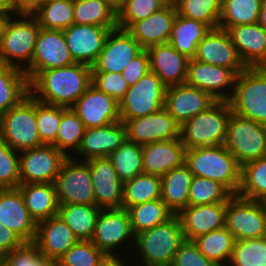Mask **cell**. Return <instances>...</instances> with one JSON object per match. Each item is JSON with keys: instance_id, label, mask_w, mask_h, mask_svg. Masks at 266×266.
I'll use <instances>...</instances> for the list:
<instances>
[{"instance_id": "obj_49", "label": "cell", "mask_w": 266, "mask_h": 266, "mask_svg": "<svg viewBox=\"0 0 266 266\" xmlns=\"http://www.w3.org/2000/svg\"><path fill=\"white\" fill-rule=\"evenodd\" d=\"M166 5L163 0H126L117 13L118 28L126 30L133 22L148 18Z\"/></svg>"}, {"instance_id": "obj_47", "label": "cell", "mask_w": 266, "mask_h": 266, "mask_svg": "<svg viewBox=\"0 0 266 266\" xmlns=\"http://www.w3.org/2000/svg\"><path fill=\"white\" fill-rule=\"evenodd\" d=\"M227 266H266V237L235 241Z\"/></svg>"}, {"instance_id": "obj_6", "label": "cell", "mask_w": 266, "mask_h": 266, "mask_svg": "<svg viewBox=\"0 0 266 266\" xmlns=\"http://www.w3.org/2000/svg\"><path fill=\"white\" fill-rule=\"evenodd\" d=\"M232 112L266 125V67H247L236 77Z\"/></svg>"}, {"instance_id": "obj_40", "label": "cell", "mask_w": 266, "mask_h": 266, "mask_svg": "<svg viewBox=\"0 0 266 266\" xmlns=\"http://www.w3.org/2000/svg\"><path fill=\"white\" fill-rule=\"evenodd\" d=\"M263 0H222L219 28L258 23Z\"/></svg>"}, {"instance_id": "obj_22", "label": "cell", "mask_w": 266, "mask_h": 266, "mask_svg": "<svg viewBox=\"0 0 266 266\" xmlns=\"http://www.w3.org/2000/svg\"><path fill=\"white\" fill-rule=\"evenodd\" d=\"M92 176L96 206L101 209L122 208L123 182L109 158L85 161Z\"/></svg>"}, {"instance_id": "obj_9", "label": "cell", "mask_w": 266, "mask_h": 266, "mask_svg": "<svg viewBox=\"0 0 266 266\" xmlns=\"http://www.w3.org/2000/svg\"><path fill=\"white\" fill-rule=\"evenodd\" d=\"M225 228L236 241L266 237V202L232 195L226 204Z\"/></svg>"}, {"instance_id": "obj_39", "label": "cell", "mask_w": 266, "mask_h": 266, "mask_svg": "<svg viewBox=\"0 0 266 266\" xmlns=\"http://www.w3.org/2000/svg\"><path fill=\"white\" fill-rule=\"evenodd\" d=\"M134 235L166 222L174 214L161 200H151L126 209Z\"/></svg>"}, {"instance_id": "obj_58", "label": "cell", "mask_w": 266, "mask_h": 266, "mask_svg": "<svg viewBox=\"0 0 266 266\" xmlns=\"http://www.w3.org/2000/svg\"><path fill=\"white\" fill-rule=\"evenodd\" d=\"M35 266H63L60 259L46 258L40 252L35 255Z\"/></svg>"}, {"instance_id": "obj_31", "label": "cell", "mask_w": 266, "mask_h": 266, "mask_svg": "<svg viewBox=\"0 0 266 266\" xmlns=\"http://www.w3.org/2000/svg\"><path fill=\"white\" fill-rule=\"evenodd\" d=\"M18 189L36 223L58 215L59 203L54 183L20 184Z\"/></svg>"}, {"instance_id": "obj_35", "label": "cell", "mask_w": 266, "mask_h": 266, "mask_svg": "<svg viewBox=\"0 0 266 266\" xmlns=\"http://www.w3.org/2000/svg\"><path fill=\"white\" fill-rule=\"evenodd\" d=\"M28 94L26 73L15 66L0 65V117Z\"/></svg>"}, {"instance_id": "obj_16", "label": "cell", "mask_w": 266, "mask_h": 266, "mask_svg": "<svg viewBox=\"0 0 266 266\" xmlns=\"http://www.w3.org/2000/svg\"><path fill=\"white\" fill-rule=\"evenodd\" d=\"M236 77L237 74L231 69L192 58L188 63L186 84L208 92L217 101H229L234 92Z\"/></svg>"}, {"instance_id": "obj_63", "label": "cell", "mask_w": 266, "mask_h": 266, "mask_svg": "<svg viewBox=\"0 0 266 266\" xmlns=\"http://www.w3.org/2000/svg\"><path fill=\"white\" fill-rule=\"evenodd\" d=\"M0 12H11L7 6L6 0H0Z\"/></svg>"}, {"instance_id": "obj_51", "label": "cell", "mask_w": 266, "mask_h": 266, "mask_svg": "<svg viewBox=\"0 0 266 266\" xmlns=\"http://www.w3.org/2000/svg\"><path fill=\"white\" fill-rule=\"evenodd\" d=\"M20 152L0 139V189L18 188L20 185Z\"/></svg>"}, {"instance_id": "obj_14", "label": "cell", "mask_w": 266, "mask_h": 266, "mask_svg": "<svg viewBox=\"0 0 266 266\" xmlns=\"http://www.w3.org/2000/svg\"><path fill=\"white\" fill-rule=\"evenodd\" d=\"M75 63L67 46L63 30L40 28L31 64L24 70L28 82L40 71Z\"/></svg>"}, {"instance_id": "obj_24", "label": "cell", "mask_w": 266, "mask_h": 266, "mask_svg": "<svg viewBox=\"0 0 266 266\" xmlns=\"http://www.w3.org/2000/svg\"><path fill=\"white\" fill-rule=\"evenodd\" d=\"M227 203L188 205L176 215L181 222L184 238L193 241L213 230L225 227Z\"/></svg>"}, {"instance_id": "obj_26", "label": "cell", "mask_w": 266, "mask_h": 266, "mask_svg": "<svg viewBox=\"0 0 266 266\" xmlns=\"http://www.w3.org/2000/svg\"><path fill=\"white\" fill-rule=\"evenodd\" d=\"M150 71L154 72L166 86L185 84L189 58L169 43L154 45L146 49Z\"/></svg>"}, {"instance_id": "obj_18", "label": "cell", "mask_w": 266, "mask_h": 266, "mask_svg": "<svg viewBox=\"0 0 266 266\" xmlns=\"http://www.w3.org/2000/svg\"><path fill=\"white\" fill-rule=\"evenodd\" d=\"M194 60L225 67L237 75L247 67L240 59L228 31L215 28L198 43Z\"/></svg>"}, {"instance_id": "obj_12", "label": "cell", "mask_w": 266, "mask_h": 266, "mask_svg": "<svg viewBox=\"0 0 266 266\" xmlns=\"http://www.w3.org/2000/svg\"><path fill=\"white\" fill-rule=\"evenodd\" d=\"M130 238L135 241L128 211L125 208L101 209L90 241L107 256H121L113 251L127 242L134 245Z\"/></svg>"}, {"instance_id": "obj_66", "label": "cell", "mask_w": 266, "mask_h": 266, "mask_svg": "<svg viewBox=\"0 0 266 266\" xmlns=\"http://www.w3.org/2000/svg\"><path fill=\"white\" fill-rule=\"evenodd\" d=\"M166 4H170L172 3L173 1L172 0H163Z\"/></svg>"}, {"instance_id": "obj_64", "label": "cell", "mask_w": 266, "mask_h": 266, "mask_svg": "<svg viewBox=\"0 0 266 266\" xmlns=\"http://www.w3.org/2000/svg\"><path fill=\"white\" fill-rule=\"evenodd\" d=\"M55 1H59V0H41V3H51ZM60 1H64V0H60Z\"/></svg>"}, {"instance_id": "obj_23", "label": "cell", "mask_w": 266, "mask_h": 266, "mask_svg": "<svg viewBox=\"0 0 266 266\" xmlns=\"http://www.w3.org/2000/svg\"><path fill=\"white\" fill-rule=\"evenodd\" d=\"M126 141V128L121 121L112 122L101 127L86 128L80 146L76 151L77 157L80 155L79 161L108 158L112 152L121 147Z\"/></svg>"}, {"instance_id": "obj_48", "label": "cell", "mask_w": 266, "mask_h": 266, "mask_svg": "<svg viewBox=\"0 0 266 266\" xmlns=\"http://www.w3.org/2000/svg\"><path fill=\"white\" fill-rule=\"evenodd\" d=\"M61 117V106L48 105L36 100V122L43 144L52 145L56 141Z\"/></svg>"}, {"instance_id": "obj_20", "label": "cell", "mask_w": 266, "mask_h": 266, "mask_svg": "<svg viewBox=\"0 0 266 266\" xmlns=\"http://www.w3.org/2000/svg\"><path fill=\"white\" fill-rule=\"evenodd\" d=\"M111 30L114 29L88 24H72L63 30L73 61L92 66Z\"/></svg>"}, {"instance_id": "obj_52", "label": "cell", "mask_w": 266, "mask_h": 266, "mask_svg": "<svg viewBox=\"0 0 266 266\" xmlns=\"http://www.w3.org/2000/svg\"><path fill=\"white\" fill-rule=\"evenodd\" d=\"M91 84L118 102L125 96L129 88L122 74L117 72H92Z\"/></svg>"}, {"instance_id": "obj_53", "label": "cell", "mask_w": 266, "mask_h": 266, "mask_svg": "<svg viewBox=\"0 0 266 266\" xmlns=\"http://www.w3.org/2000/svg\"><path fill=\"white\" fill-rule=\"evenodd\" d=\"M171 266H219L207 259L190 240H184L176 252Z\"/></svg>"}, {"instance_id": "obj_54", "label": "cell", "mask_w": 266, "mask_h": 266, "mask_svg": "<svg viewBox=\"0 0 266 266\" xmlns=\"http://www.w3.org/2000/svg\"><path fill=\"white\" fill-rule=\"evenodd\" d=\"M149 71V55L147 50L143 49L129 62V64L125 67L121 74L130 87L136 84Z\"/></svg>"}, {"instance_id": "obj_36", "label": "cell", "mask_w": 266, "mask_h": 266, "mask_svg": "<svg viewBox=\"0 0 266 266\" xmlns=\"http://www.w3.org/2000/svg\"><path fill=\"white\" fill-rule=\"evenodd\" d=\"M74 24L118 28L117 12L103 0H73Z\"/></svg>"}, {"instance_id": "obj_19", "label": "cell", "mask_w": 266, "mask_h": 266, "mask_svg": "<svg viewBox=\"0 0 266 266\" xmlns=\"http://www.w3.org/2000/svg\"><path fill=\"white\" fill-rule=\"evenodd\" d=\"M71 109L86 128H95L120 121L119 102L92 84Z\"/></svg>"}, {"instance_id": "obj_45", "label": "cell", "mask_w": 266, "mask_h": 266, "mask_svg": "<svg viewBox=\"0 0 266 266\" xmlns=\"http://www.w3.org/2000/svg\"><path fill=\"white\" fill-rule=\"evenodd\" d=\"M177 14L207 24L211 29L219 28L222 0H175Z\"/></svg>"}, {"instance_id": "obj_21", "label": "cell", "mask_w": 266, "mask_h": 266, "mask_svg": "<svg viewBox=\"0 0 266 266\" xmlns=\"http://www.w3.org/2000/svg\"><path fill=\"white\" fill-rule=\"evenodd\" d=\"M216 101L208 92L185 83L167 87L164 108L182 126Z\"/></svg>"}, {"instance_id": "obj_43", "label": "cell", "mask_w": 266, "mask_h": 266, "mask_svg": "<svg viewBox=\"0 0 266 266\" xmlns=\"http://www.w3.org/2000/svg\"><path fill=\"white\" fill-rule=\"evenodd\" d=\"M85 130V125L76 113L71 108L62 107L60 127L56 141L52 145L67 157H72L69 151L78 150Z\"/></svg>"}, {"instance_id": "obj_25", "label": "cell", "mask_w": 266, "mask_h": 266, "mask_svg": "<svg viewBox=\"0 0 266 266\" xmlns=\"http://www.w3.org/2000/svg\"><path fill=\"white\" fill-rule=\"evenodd\" d=\"M0 224L12 229L25 242H34L37 223L26 208L18 188L0 189Z\"/></svg>"}, {"instance_id": "obj_59", "label": "cell", "mask_w": 266, "mask_h": 266, "mask_svg": "<svg viewBox=\"0 0 266 266\" xmlns=\"http://www.w3.org/2000/svg\"><path fill=\"white\" fill-rule=\"evenodd\" d=\"M119 256H107L105 260L100 264V266H128L126 261Z\"/></svg>"}, {"instance_id": "obj_13", "label": "cell", "mask_w": 266, "mask_h": 266, "mask_svg": "<svg viewBox=\"0 0 266 266\" xmlns=\"http://www.w3.org/2000/svg\"><path fill=\"white\" fill-rule=\"evenodd\" d=\"M67 158L53 145L20 151V184L54 183Z\"/></svg>"}, {"instance_id": "obj_37", "label": "cell", "mask_w": 266, "mask_h": 266, "mask_svg": "<svg viewBox=\"0 0 266 266\" xmlns=\"http://www.w3.org/2000/svg\"><path fill=\"white\" fill-rule=\"evenodd\" d=\"M235 241L233 235L225 227L213 230L193 240L199 251L219 266L228 265Z\"/></svg>"}, {"instance_id": "obj_8", "label": "cell", "mask_w": 266, "mask_h": 266, "mask_svg": "<svg viewBox=\"0 0 266 266\" xmlns=\"http://www.w3.org/2000/svg\"><path fill=\"white\" fill-rule=\"evenodd\" d=\"M224 145L241 167L258 160L266 156V125L232 112Z\"/></svg>"}, {"instance_id": "obj_60", "label": "cell", "mask_w": 266, "mask_h": 266, "mask_svg": "<svg viewBox=\"0 0 266 266\" xmlns=\"http://www.w3.org/2000/svg\"><path fill=\"white\" fill-rule=\"evenodd\" d=\"M258 23L266 30V0H263Z\"/></svg>"}, {"instance_id": "obj_38", "label": "cell", "mask_w": 266, "mask_h": 266, "mask_svg": "<svg viewBox=\"0 0 266 266\" xmlns=\"http://www.w3.org/2000/svg\"><path fill=\"white\" fill-rule=\"evenodd\" d=\"M161 177L148 173H140L133 179L123 183L122 208L151 200L161 199Z\"/></svg>"}, {"instance_id": "obj_1", "label": "cell", "mask_w": 266, "mask_h": 266, "mask_svg": "<svg viewBox=\"0 0 266 266\" xmlns=\"http://www.w3.org/2000/svg\"><path fill=\"white\" fill-rule=\"evenodd\" d=\"M91 83V66L73 63L40 71L29 82V93L41 103L71 108Z\"/></svg>"}, {"instance_id": "obj_34", "label": "cell", "mask_w": 266, "mask_h": 266, "mask_svg": "<svg viewBox=\"0 0 266 266\" xmlns=\"http://www.w3.org/2000/svg\"><path fill=\"white\" fill-rule=\"evenodd\" d=\"M100 211L96 205L67 204L59 205L58 215L79 241H90Z\"/></svg>"}, {"instance_id": "obj_3", "label": "cell", "mask_w": 266, "mask_h": 266, "mask_svg": "<svg viewBox=\"0 0 266 266\" xmlns=\"http://www.w3.org/2000/svg\"><path fill=\"white\" fill-rule=\"evenodd\" d=\"M40 28L32 14L13 13L0 35V65L15 66L24 71L31 64Z\"/></svg>"}, {"instance_id": "obj_50", "label": "cell", "mask_w": 266, "mask_h": 266, "mask_svg": "<svg viewBox=\"0 0 266 266\" xmlns=\"http://www.w3.org/2000/svg\"><path fill=\"white\" fill-rule=\"evenodd\" d=\"M107 255L91 241H78L59 259L63 266H100Z\"/></svg>"}, {"instance_id": "obj_2", "label": "cell", "mask_w": 266, "mask_h": 266, "mask_svg": "<svg viewBox=\"0 0 266 266\" xmlns=\"http://www.w3.org/2000/svg\"><path fill=\"white\" fill-rule=\"evenodd\" d=\"M185 164L193 176L222 184L232 195L238 194L241 166L225 145L186 149Z\"/></svg>"}, {"instance_id": "obj_11", "label": "cell", "mask_w": 266, "mask_h": 266, "mask_svg": "<svg viewBox=\"0 0 266 266\" xmlns=\"http://www.w3.org/2000/svg\"><path fill=\"white\" fill-rule=\"evenodd\" d=\"M54 184L59 205H96L90 167L85 161L68 157Z\"/></svg>"}, {"instance_id": "obj_29", "label": "cell", "mask_w": 266, "mask_h": 266, "mask_svg": "<svg viewBox=\"0 0 266 266\" xmlns=\"http://www.w3.org/2000/svg\"><path fill=\"white\" fill-rule=\"evenodd\" d=\"M186 147L181 138L157 141L143 146V172L162 177L185 163Z\"/></svg>"}, {"instance_id": "obj_17", "label": "cell", "mask_w": 266, "mask_h": 266, "mask_svg": "<svg viewBox=\"0 0 266 266\" xmlns=\"http://www.w3.org/2000/svg\"><path fill=\"white\" fill-rule=\"evenodd\" d=\"M142 50L140 43L126 30H111L97 60L91 66L92 72L121 73Z\"/></svg>"}, {"instance_id": "obj_65", "label": "cell", "mask_w": 266, "mask_h": 266, "mask_svg": "<svg viewBox=\"0 0 266 266\" xmlns=\"http://www.w3.org/2000/svg\"><path fill=\"white\" fill-rule=\"evenodd\" d=\"M0 266H4V257L0 255Z\"/></svg>"}, {"instance_id": "obj_55", "label": "cell", "mask_w": 266, "mask_h": 266, "mask_svg": "<svg viewBox=\"0 0 266 266\" xmlns=\"http://www.w3.org/2000/svg\"><path fill=\"white\" fill-rule=\"evenodd\" d=\"M38 252L34 242H25L4 257V266H35V255Z\"/></svg>"}, {"instance_id": "obj_56", "label": "cell", "mask_w": 266, "mask_h": 266, "mask_svg": "<svg viewBox=\"0 0 266 266\" xmlns=\"http://www.w3.org/2000/svg\"><path fill=\"white\" fill-rule=\"evenodd\" d=\"M25 241L12 229L0 224V255L5 257L15 248L21 247Z\"/></svg>"}, {"instance_id": "obj_41", "label": "cell", "mask_w": 266, "mask_h": 266, "mask_svg": "<svg viewBox=\"0 0 266 266\" xmlns=\"http://www.w3.org/2000/svg\"><path fill=\"white\" fill-rule=\"evenodd\" d=\"M238 195L266 202V156L241 167V184Z\"/></svg>"}, {"instance_id": "obj_7", "label": "cell", "mask_w": 266, "mask_h": 266, "mask_svg": "<svg viewBox=\"0 0 266 266\" xmlns=\"http://www.w3.org/2000/svg\"><path fill=\"white\" fill-rule=\"evenodd\" d=\"M0 139L17 151L44 145L36 122V99L29 93L0 117Z\"/></svg>"}, {"instance_id": "obj_4", "label": "cell", "mask_w": 266, "mask_h": 266, "mask_svg": "<svg viewBox=\"0 0 266 266\" xmlns=\"http://www.w3.org/2000/svg\"><path fill=\"white\" fill-rule=\"evenodd\" d=\"M185 240L181 222L174 214L166 222L135 235V246L142 266H171L181 243ZM137 252V253H136Z\"/></svg>"}, {"instance_id": "obj_62", "label": "cell", "mask_w": 266, "mask_h": 266, "mask_svg": "<svg viewBox=\"0 0 266 266\" xmlns=\"http://www.w3.org/2000/svg\"><path fill=\"white\" fill-rule=\"evenodd\" d=\"M13 14L12 12H0V35L3 32L7 19Z\"/></svg>"}, {"instance_id": "obj_61", "label": "cell", "mask_w": 266, "mask_h": 266, "mask_svg": "<svg viewBox=\"0 0 266 266\" xmlns=\"http://www.w3.org/2000/svg\"><path fill=\"white\" fill-rule=\"evenodd\" d=\"M109 6H111L117 13L122 8L126 0H103Z\"/></svg>"}, {"instance_id": "obj_28", "label": "cell", "mask_w": 266, "mask_h": 266, "mask_svg": "<svg viewBox=\"0 0 266 266\" xmlns=\"http://www.w3.org/2000/svg\"><path fill=\"white\" fill-rule=\"evenodd\" d=\"M246 67H266V30L259 24H242L228 30Z\"/></svg>"}, {"instance_id": "obj_46", "label": "cell", "mask_w": 266, "mask_h": 266, "mask_svg": "<svg viewBox=\"0 0 266 266\" xmlns=\"http://www.w3.org/2000/svg\"><path fill=\"white\" fill-rule=\"evenodd\" d=\"M232 194L220 183L193 176L189 189V205L227 203Z\"/></svg>"}, {"instance_id": "obj_5", "label": "cell", "mask_w": 266, "mask_h": 266, "mask_svg": "<svg viewBox=\"0 0 266 266\" xmlns=\"http://www.w3.org/2000/svg\"><path fill=\"white\" fill-rule=\"evenodd\" d=\"M232 109L229 101H216L206 111L181 126V141L186 149L224 145Z\"/></svg>"}, {"instance_id": "obj_57", "label": "cell", "mask_w": 266, "mask_h": 266, "mask_svg": "<svg viewBox=\"0 0 266 266\" xmlns=\"http://www.w3.org/2000/svg\"><path fill=\"white\" fill-rule=\"evenodd\" d=\"M7 6L12 13L31 14L40 4L41 0H6Z\"/></svg>"}, {"instance_id": "obj_42", "label": "cell", "mask_w": 266, "mask_h": 266, "mask_svg": "<svg viewBox=\"0 0 266 266\" xmlns=\"http://www.w3.org/2000/svg\"><path fill=\"white\" fill-rule=\"evenodd\" d=\"M31 14L41 28L65 30L74 24L73 0L41 3Z\"/></svg>"}, {"instance_id": "obj_10", "label": "cell", "mask_w": 266, "mask_h": 266, "mask_svg": "<svg viewBox=\"0 0 266 266\" xmlns=\"http://www.w3.org/2000/svg\"><path fill=\"white\" fill-rule=\"evenodd\" d=\"M167 87L149 71L136 84L130 86L119 101L120 120L134 119L164 108Z\"/></svg>"}, {"instance_id": "obj_30", "label": "cell", "mask_w": 266, "mask_h": 266, "mask_svg": "<svg viewBox=\"0 0 266 266\" xmlns=\"http://www.w3.org/2000/svg\"><path fill=\"white\" fill-rule=\"evenodd\" d=\"M79 239L59 215L37 223L34 243L46 258L59 259Z\"/></svg>"}, {"instance_id": "obj_33", "label": "cell", "mask_w": 266, "mask_h": 266, "mask_svg": "<svg viewBox=\"0 0 266 266\" xmlns=\"http://www.w3.org/2000/svg\"><path fill=\"white\" fill-rule=\"evenodd\" d=\"M210 30L211 28L203 22L176 14L168 43L177 51L192 59L196 54L198 43Z\"/></svg>"}, {"instance_id": "obj_44", "label": "cell", "mask_w": 266, "mask_h": 266, "mask_svg": "<svg viewBox=\"0 0 266 266\" xmlns=\"http://www.w3.org/2000/svg\"><path fill=\"white\" fill-rule=\"evenodd\" d=\"M142 152V145L127 140L108 157L123 183L143 173Z\"/></svg>"}, {"instance_id": "obj_15", "label": "cell", "mask_w": 266, "mask_h": 266, "mask_svg": "<svg viewBox=\"0 0 266 266\" xmlns=\"http://www.w3.org/2000/svg\"><path fill=\"white\" fill-rule=\"evenodd\" d=\"M120 121L125 125L127 140L138 145L181 137V125L165 108L150 115Z\"/></svg>"}, {"instance_id": "obj_32", "label": "cell", "mask_w": 266, "mask_h": 266, "mask_svg": "<svg viewBox=\"0 0 266 266\" xmlns=\"http://www.w3.org/2000/svg\"><path fill=\"white\" fill-rule=\"evenodd\" d=\"M192 179L193 174L185 163L161 177V200L173 214H177L189 205V189Z\"/></svg>"}, {"instance_id": "obj_27", "label": "cell", "mask_w": 266, "mask_h": 266, "mask_svg": "<svg viewBox=\"0 0 266 266\" xmlns=\"http://www.w3.org/2000/svg\"><path fill=\"white\" fill-rule=\"evenodd\" d=\"M176 14L175 5L172 2L148 18L133 22L126 31L140 43L143 49L168 43Z\"/></svg>"}]
</instances>
